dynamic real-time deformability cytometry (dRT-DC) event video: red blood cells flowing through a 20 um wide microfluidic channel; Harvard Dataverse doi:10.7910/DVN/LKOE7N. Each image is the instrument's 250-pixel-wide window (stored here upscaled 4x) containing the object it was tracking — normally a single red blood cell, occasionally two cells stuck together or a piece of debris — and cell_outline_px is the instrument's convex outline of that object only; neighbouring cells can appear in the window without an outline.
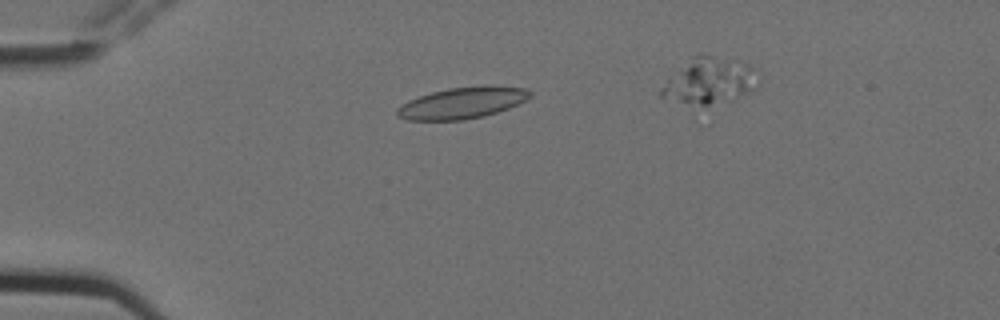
{"species": "Egyptian fruit bat (a non-hibernating species)", "species_latin": "Rousettus aegyptiacus", "temperature_condition": "cold", "stored_images_in_passage": 6, "segment_of_instrument_passage": [1, 2], "camera_frame_rate_fps": 3000, "um_per_image_px": 0.085, "animal": {"sex": "female"}, "frame": {"image": 1, "passage_image": 2, "time_ms": 0.333, "image_size_px": [1000, 320], "cell_outline_px": [[532, 96], [508, 108], [484, 116], [464, 120], [408, 120], [396, 116], [396, 108], [408, 100], [432, 92], [448, 88], [484, 84], [492, 84], [528, 88], [532, 92]], "centroid_in_image_um": [39.32, 8.72], "position_along_channel_um": 45.7, "area_um2": 24.68}}
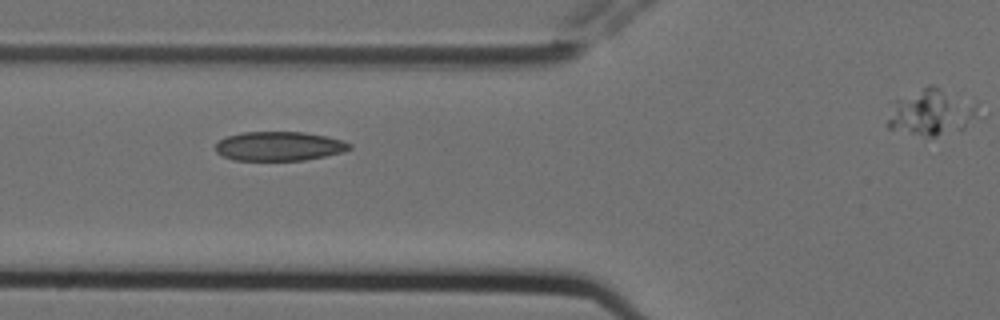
{"frame": {"image": 2, "passage_image": 4, "time_ms": 1.0, "image_size_px": [1000, 320], "cell_outline_px": [[352, 148], [344, 152], [304, 160], [232, 160], [216, 152], [216, 144], [220, 140], [228, 136], [240, 132], [304, 132], [328, 136], [352, 144]], "centroid_in_image_um": [23.74, 12.42], "position_along_channel_um": 102.1, "area_um2": 22.77}}
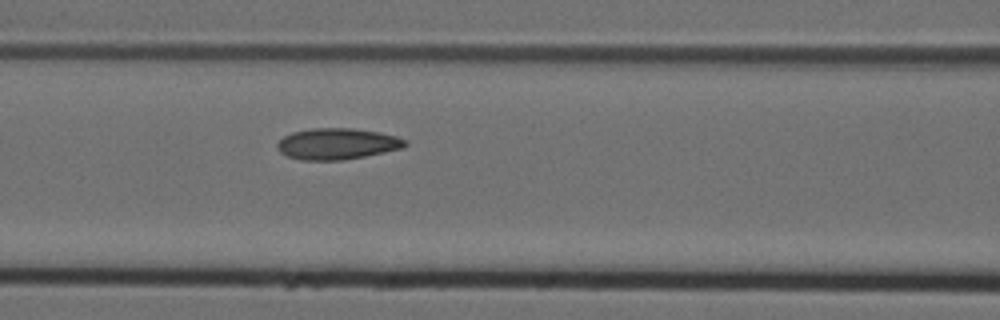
{"frame": {"image": 3, "passage_image": 5, "time_ms": 1.333, "image_size_px": [1000, 320], "cell_outline_px": [[408, 144], [404, 148], [344, 160], [300, 160], [288, 156], [280, 152], [276, 148], [276, 144], [284, 136], [292, 132], [312, 128], [352, 128], [380, 132], [396, 136], [408, 140]], "centroid_in_image_um": [28.67, 12.22], "position_along_channel_um": 137.9, "area_um2": 23.41}}